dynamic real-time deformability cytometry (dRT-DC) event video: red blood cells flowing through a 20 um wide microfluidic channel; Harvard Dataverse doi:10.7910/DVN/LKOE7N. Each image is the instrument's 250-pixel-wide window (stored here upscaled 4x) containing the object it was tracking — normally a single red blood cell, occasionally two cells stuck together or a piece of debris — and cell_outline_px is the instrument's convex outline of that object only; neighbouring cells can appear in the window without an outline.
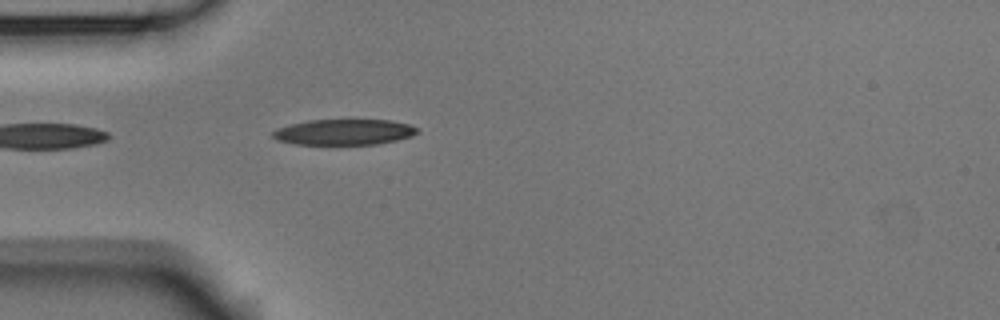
{"species": "Egyptian fruit bat (a non-hibernating species)", "species_latin": "Rousettus aegyptiacus", "temperature_condition": "room temperature", "stored_images_in_passage": 4, "camera_frame_rate_fps": 3000, "um_per_image_px": 0.085, "animal": {"sex": "male"}, "frame": {"image": 1, "passage_image": 4, "time_ms": 1.0, "image_size_px": [1000, 320], "cell_outline_px": [[420, 132], [412, 136], [396, 140], [376, 144], [296, 144], [276, 140], [272, 136], [272, 132], [280, 128], [292, 124], [308, 120], [388, 120], [408, 124], [416, 128]], "centroid_in_image_um": [29.25, 11.23], "position_along_channel_um": 55.7, "area_um2": 21.39}}